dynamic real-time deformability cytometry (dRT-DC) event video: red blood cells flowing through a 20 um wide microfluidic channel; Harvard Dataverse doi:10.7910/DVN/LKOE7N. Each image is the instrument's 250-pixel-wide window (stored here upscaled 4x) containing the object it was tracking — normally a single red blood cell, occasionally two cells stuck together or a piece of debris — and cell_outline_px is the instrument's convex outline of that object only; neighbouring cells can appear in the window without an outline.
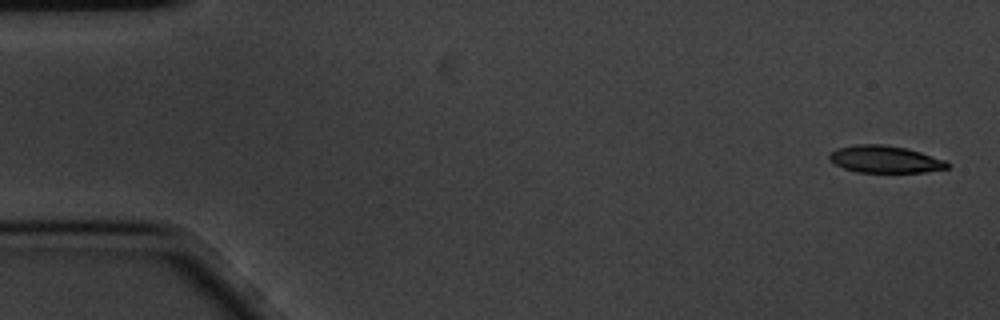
{"species": "common noctule bat (a hibernating species)", "species_latin": "Nyctalus noctula", "temperature_condition": "cold", "stored_images_in_passage": 4, "camera_frame_rate_fps": 3000, "um_per_image_px": 0.085, "animal": {"sex": "male", "body_mass_g": 20.1, "forearm_length_mm": 53.5}, "frame": {"image": 1, "passage_image": 1, "time_ms": 0.0, "image_size_px": [1000, 320], "cell_outline_px": [[952, 164], [948, 168], [924, 172], [856, 172], [844, 168], [828, 160], [828, 156], [836, 148], [856, 144], [884, 144], [908, 148], [944, 160]], "centroid_in_image_um": [75.22, 13.53], "position_along_channel_um": 9.8, "area_um2": 18.73}}